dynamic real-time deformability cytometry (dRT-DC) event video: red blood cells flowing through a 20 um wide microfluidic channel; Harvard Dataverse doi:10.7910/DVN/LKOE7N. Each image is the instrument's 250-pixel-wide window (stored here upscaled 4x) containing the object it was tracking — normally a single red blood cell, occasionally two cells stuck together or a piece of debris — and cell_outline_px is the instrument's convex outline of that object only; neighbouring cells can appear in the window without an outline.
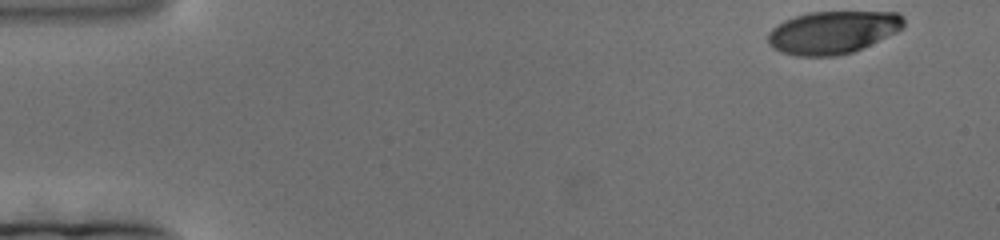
{"species": "human", "species_latin": "Homo sapiens", "temperature_condition": "cold", "stored_images_in_passage": 174, "camera_frame_rate_fps": 3000, "um_per_image_px": 0.085, "donor": {"sex": "female"}, "frame": {"image": 1, "passage_image": 1, "time_ms": 0.0, "image_size_px": [1000, 240], "cell_outline_px": [[904, 28], [896, 32], [852, 52], [836, 56], [796, 56], [772, 48], [768, 44], [768, 32], [772, 28], [784, 20], [808, 12], [900, 12], [904, 20]], "centroid_in_image_um": [70.77, 2.74], "position_along_channel_um": 14.2, "area_um2": 33.7}}
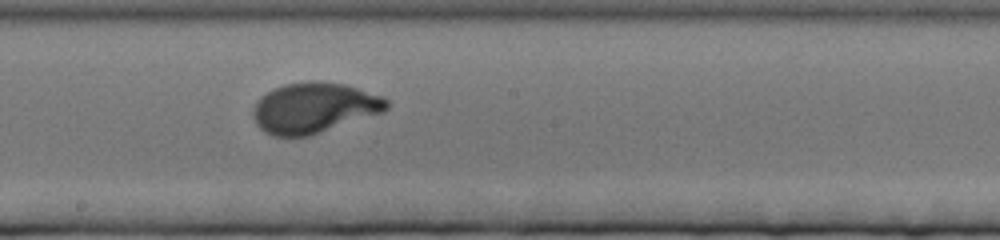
{"frame": {"image": 2, "passage_image": 92, "time_ms": 30.333, "image_size_px": [1000, 240], "cell_outline_px": [[388, 108], [384, 112], [308, 136], [272, 136], [264, 132], [256, 124], [252, 116], [252, 112], [256, 100], [260, 96], [272, 88], [284, 84], [312, 80], [344, 84], [384, 96], [388, 100]], "centroid_in_image_um": [26.67, 9.15], "position_along_channel_um": 221.5, "area_um2": 39.54}}
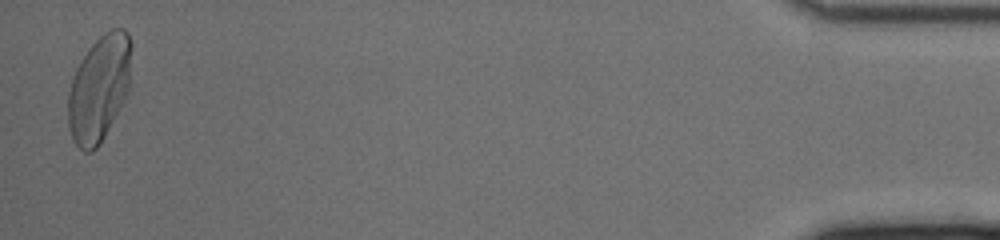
{"frame": {"image": 3, "passage_image": 171, "time_ms": 56.667, "image_size_px": [1000, 240], "cell_outline_px": [[132, 48], [128, 88], [124, 100], [100, 144], [92, 152], [84, 152], [72, 140], [68, 128], [68, 92], [72, 76], [76, 68], [92, 44], [104, 32], [112, 28], [124, 28], [128, 32], [132, 40]], "centroid_in_image_um": [8.42, 7.49], "position_along_channel_um": 426.8, "area_um2": 39.36}}